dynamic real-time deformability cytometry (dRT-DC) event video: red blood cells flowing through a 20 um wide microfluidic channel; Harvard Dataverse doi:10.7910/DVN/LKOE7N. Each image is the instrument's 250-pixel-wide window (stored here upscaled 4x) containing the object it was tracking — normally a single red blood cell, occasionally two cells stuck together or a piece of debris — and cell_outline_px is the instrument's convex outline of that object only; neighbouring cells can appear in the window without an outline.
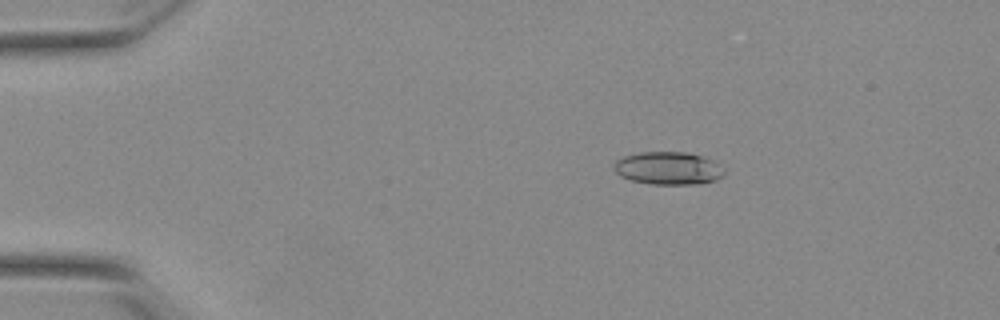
{"species": "Egyptian fruit bat (a non-hibernating species)", "species_latin": "Rousettus aegyptiacus", "temperature_condition": "warm", "stored_images_in_passage": 53, "camera_frame_rate_fps": 3000, "um_per_image_px": 0.085, "animal": {"sex": "female"}, "frame": {"image": 1, "passage_image": 9, "time_ms": 2.667, "image_size_px": [1000, 320], "cell_outline_px": [[728, 172], [724, 176], [716, 180], [696, 184], [652, 184], [632, 180], [620, 176], [612, 168], [616, 160], [624, 156], [640, 152], [688, 152], [712, 160]], "centroid_in_image_um": [56.81, 14.3], "position_along_channel_um": 28.2, "area_um2": 21.15}}
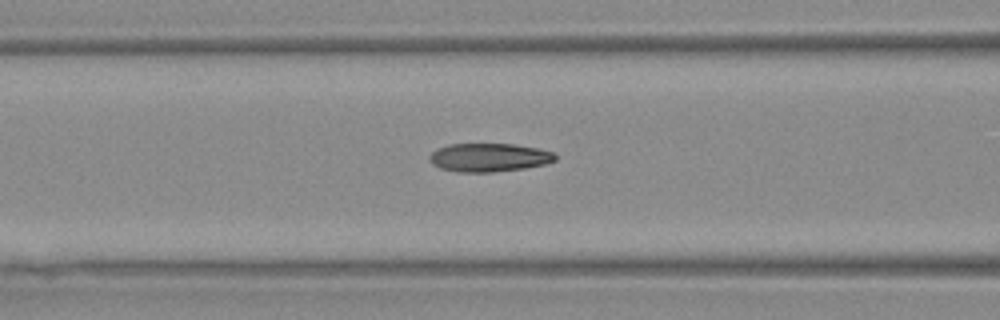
{"frame": {"image": 2, "passage_image": 22, "time_ms": 7.0, "image_size_px": [1000, 320], "cell_outline_px": [[556, 160], [544, 164], [524, 168], [492, 172], [456, 172], [440, 168], [432, 164], [428, 160], [428, 156], [436, 148], [448, 144], [512, 144], [536, 148], [552, 152], [556, 156]], "centroid_in_image_um": [41.5, 13.38], "position_along_channel_um": 125.1, "area_um2": 20.87}}
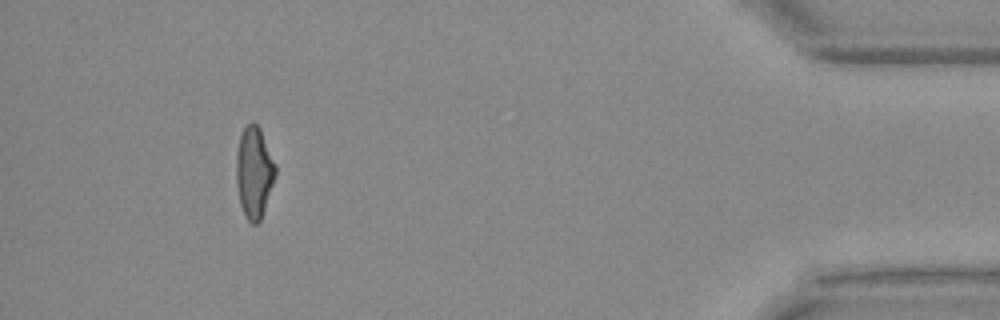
{"frame": {"image": 3, "passage_image": 49, "time_ms": 16.0, "image_size_px": [1000, 320], "cell_outline_px": [[276, 176], [260, 220], [256, 224], [252, 224], [248, 220], [240, 204], [236, 180], [236, 156], [240, 136], [244, 128], [252, 120], [260, 128], [276, 164]], "centroid_in_image_um": [21.6, 14.62], "position_along_channel_um": 413.6, "area_um2": 20.75}, "authors_computed_cell_mechanics": {"area_um2": 21.0392, "velocity_mm_per_s": 3.8633, "shape_relaxation_time_tau1_ms": 5.3726, "shape_relaxation_time_tau2_ms": 1.3335, "deformation_change_tau1": 0.1987, "deformation_change_tau2": 0.0746}}